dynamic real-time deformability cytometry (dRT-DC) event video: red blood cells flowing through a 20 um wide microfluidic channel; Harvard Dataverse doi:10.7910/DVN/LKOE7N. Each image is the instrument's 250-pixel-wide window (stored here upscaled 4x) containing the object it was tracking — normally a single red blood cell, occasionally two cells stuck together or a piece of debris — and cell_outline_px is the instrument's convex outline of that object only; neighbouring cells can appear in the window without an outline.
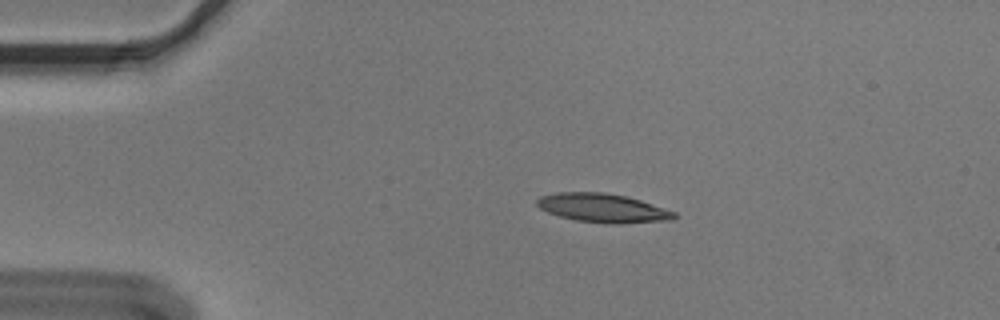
{"species": "Egyptian fruit bat (a non-hibernating species)", "species_latin": "Rousettus aegyptiacus", "temperature_condition": "cold", "stored_images_in_passage": 54, "camera_frame_rate_fps": 3000, "um_per_image_px": 0.085, "animal": {"sex": "male"}, "frame": {"image": 1, "passage_image": 10, "time_ms": 3.0, "image_size_px": [1000, 320], "cell_outline_px": [[676, 216], [672, 220], [620, 224], [608, 224], [576, 220], [560, 216], [548, 212], [540, 208], [536, 204], [536, 200], [540, 196], [556, 192], [604, 192], [628, 196], [676, 212]], "centroid_in_image_um": [51.24, 17.68], "position_along_channel_um": 33.8, "area_um2": 23.18}}
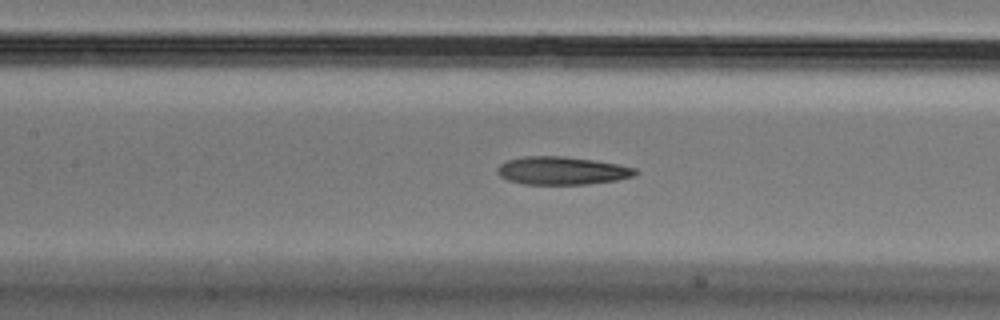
{"frame": {"image": 2, "passage_image": 24, "time_ms": 7.667, "image_size_px": [1000, 320], "cell_outline_px": [[640, 172], [636, 176], [616, 180], [588, 184], [524, 184], [508, 180], [500, 176], [496, 172], [496, 168], [500, 164], [508, 160], [524, 156], [564, 156], [592, 160], [616, 164], [636, 168]], "centroid_in_image_um": [47.77, 14.51], "position_along_channel_um": 159.6, "area_um2": 22.54}}
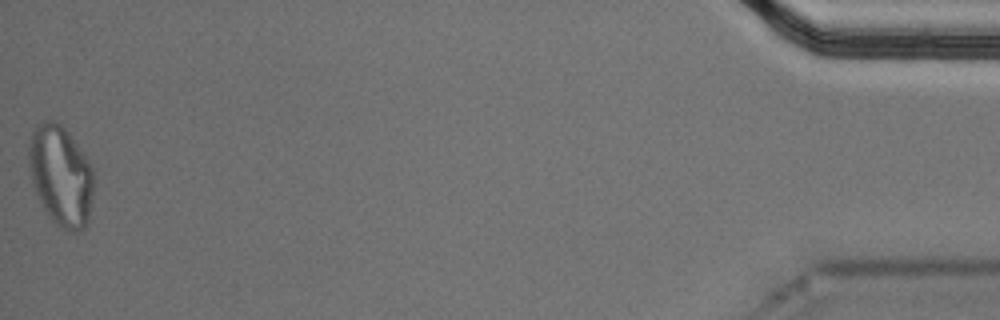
{"frame": {"image": 3, "passage_image": 54, "time_ms": 17.667, "image_size_px": [1000, 320], "cell_outline_px": [[96, 180], [92, 204], [88, 220], [84, 228], [80, 232], [72, 232], [60, 228], [48, 216], [32, 184], [28, 168], [28, 144], [32, 132], [44, 120], [52, 120], [60, 124], [68, 132], [84, 152], [92, 164]], "centroid_in_image_um": [5.21, 14.95], "position_along_channel_um": 430.0, "area_um2": 38.78}, "authors_computed_cell_mechanics": {"area_um2": 22.9177, "velocity_mm_per_s": 3.6233, "shape_relaxation_time_tau1_ms": null, "shape_relaxation_time_tau2_ms": 3.5282, "deformation_change_tau1": null, "deformation_change_tau2": 0.1311}}